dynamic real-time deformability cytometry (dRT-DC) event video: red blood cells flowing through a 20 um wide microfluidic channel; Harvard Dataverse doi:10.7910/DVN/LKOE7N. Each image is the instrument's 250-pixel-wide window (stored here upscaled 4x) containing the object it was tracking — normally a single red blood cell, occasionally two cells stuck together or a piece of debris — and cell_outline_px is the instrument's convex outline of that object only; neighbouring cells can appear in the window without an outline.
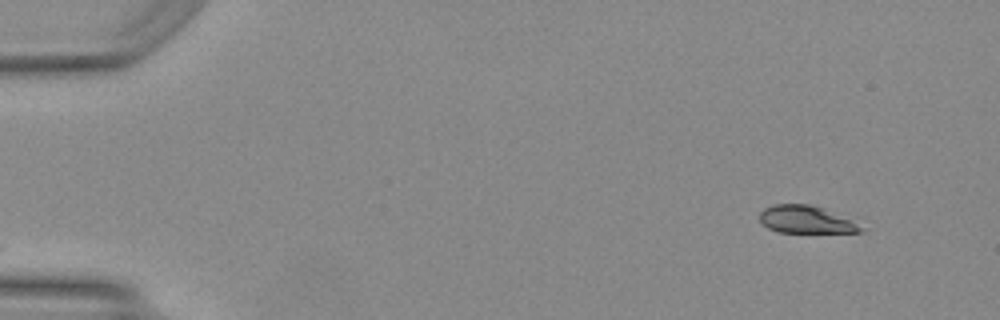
{"species": "Egyptian fruit bat (a non-hibernating species)", "species_latin": "Rousettus aegyptiacus", "temperature_condition": "warm", "stored_images_in_passage": 46, "camera_frame_rate_fps": 3000, "um_per_image_px": 0.085, "animal": {"sex": "female"}, "frame": {"image": 1, "passage_image": 1, "time_ms": 0.0, "image_size_px": [1000, 320], "cell_outline_px": [[864, 228], [860, 232], [780, 232], [768, 228], [760, 220], [760, 212], [764, 208], [776, 204], [808, 204], [824, 208], [852, 220]], "centroid_in_image_um": [68.5, 18.65], "position_along_channel_um": 16.5, "area_um2": 16.01}}
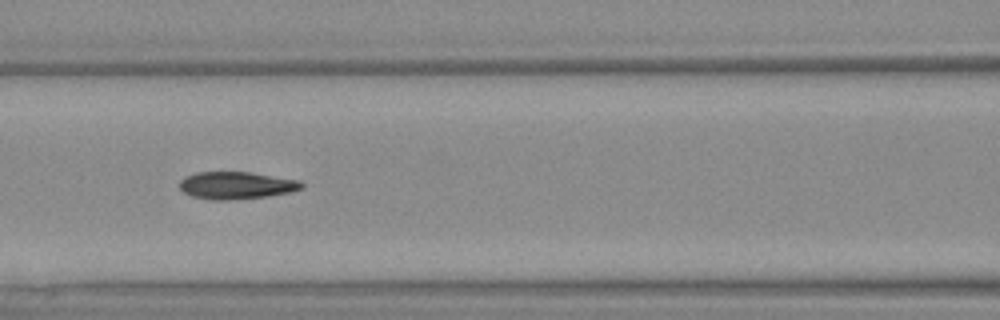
{"frame": {"image": 2, "passage_image": 19, "time_ms": 6.0, "image_size_px": [1000, 320], "cell_outline_px": [[304, 188], [288, 192], [268, 196], [228, 200], [212, 200], [192, 196], [184, 192], [180, 188], [180, 180], [184, 176], [196, 172], [248, 172], [300, 180], [304, 184]], "centroid_in_image_um": [20.08, 15.75], "position_along_channel_um": 146.5, "area_um2": 19.42}}
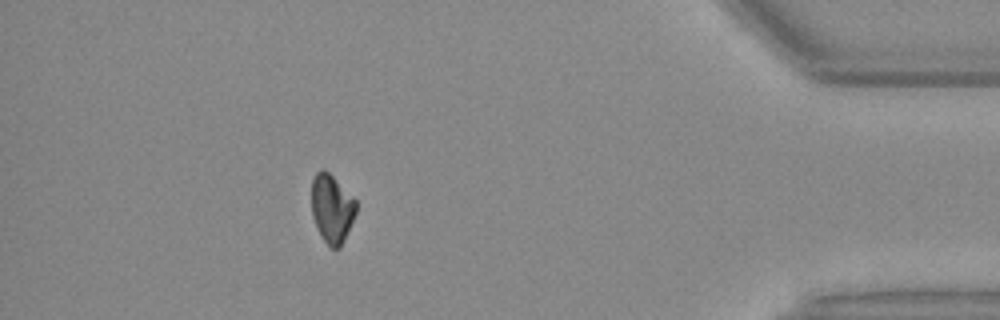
{"frame": {"image": 3, "passage_image": 41, "time_ms": 13.333, "image_size_px": [1000, 320], "cell_outline_px": [[356, 212], [340, 248], [328, 248], [320, 236], [312, 216], [312, 180], [316, 172], [320, 168], [324, 168], [356, 200]], "centroid_in_image_um": [28.18, 17.74], "position_along_channel_um": 407.0, "area_um2": 17.74}, "authors_computed_cell_mechanics": {"area_um2": 19.2763, "velocity_mm_per_s": 4.1875, "shape_relaxation_time_tau1_ms": 7.05, "shape_relaxation_time_tau2_ms": 9.126, "deformation_change_tau1": 0.1889, "deformation_change_tau2": 0.0672}}